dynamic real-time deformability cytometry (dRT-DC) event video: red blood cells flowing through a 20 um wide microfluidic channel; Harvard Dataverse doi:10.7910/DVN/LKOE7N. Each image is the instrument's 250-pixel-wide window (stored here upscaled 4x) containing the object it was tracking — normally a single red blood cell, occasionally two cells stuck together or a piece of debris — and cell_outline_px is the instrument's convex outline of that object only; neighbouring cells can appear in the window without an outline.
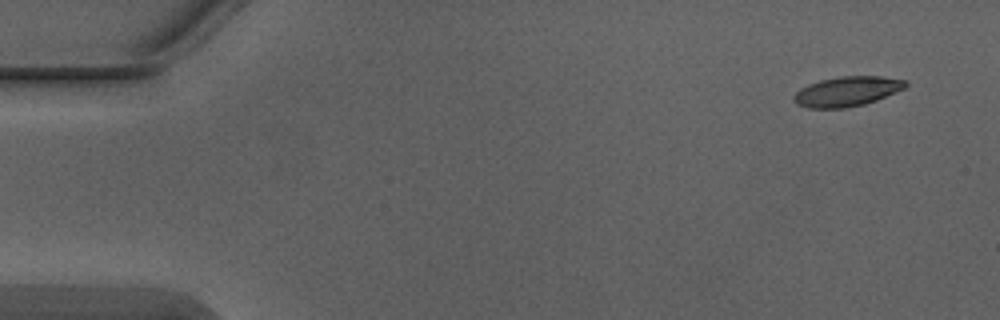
{"species": "Egyptian fruit bat (a non-hibernating species)", "species_latin": "Rousettus aegyptiacus", "temperature_condition": "warm", "stored_images_in_passage": 6, "camera_frame_rate_fps": 3000, "um_per_image_px": 0.085, "animal": {"sex": "male"}, "frame": {"image": 1, "passage_image": 1, "time_ms": 0.0, "image_size_px": [1000, 320], "cell_outline_px": [[908, 84], [904, 88], [876, 100], [864, 104], [844, 108], [808, 108], [796, 104], [792, 100], [792, 96], [800, 88], [808, 84], [820, 80], [840, 76], [880, 76], [908, 80]], "centroid_in_image_um": [71.96, 7.76], "position_along_channel_um": 13.0, "area_um2": 19.48}}
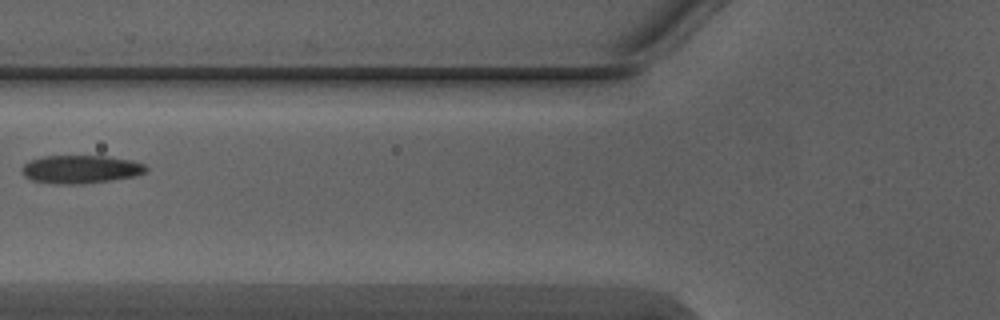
{"frame": {"image": 2, "passage_image": 5, "time_ms": 1.333, "image_size_px": [1000, 320], "cell_outline_px": [[148, 172], [136, 176], [112, 180], [80, 184], [56, 184], [32, 180], [24, 176], [20, 168], [28, 160], [44, 156], [108, 156], [132, 160], [144, 164], [148, 168]], "centroid_in_image_um": [6.87, 14.39], "position_along_channel_um": 118.9, "area_um2": 20.63}}
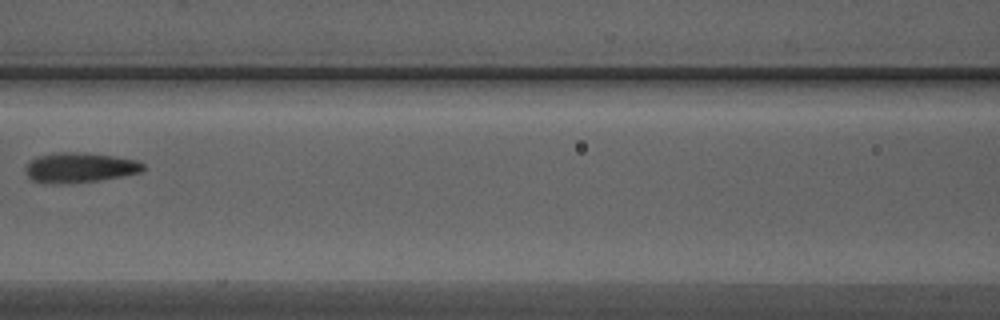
{"frame": {"image": 3, "passage_image": 6, "time_ms": 1.667, "image_size_px": [1000, 320], "cell_outline_px": [[148, 168], [140, 172], [124, 176], [100, 180], [44, 184], [32, 180], [24, 172], [24, 168], [28, 160], [36, 156], [60, 152], [72, 152], [112, 156], [136, 160], [144, 164]], "centroid_in_image_um": [6.73, 14.25], "position_along_channel_um": 159.9, "area_um2": 20.58}}